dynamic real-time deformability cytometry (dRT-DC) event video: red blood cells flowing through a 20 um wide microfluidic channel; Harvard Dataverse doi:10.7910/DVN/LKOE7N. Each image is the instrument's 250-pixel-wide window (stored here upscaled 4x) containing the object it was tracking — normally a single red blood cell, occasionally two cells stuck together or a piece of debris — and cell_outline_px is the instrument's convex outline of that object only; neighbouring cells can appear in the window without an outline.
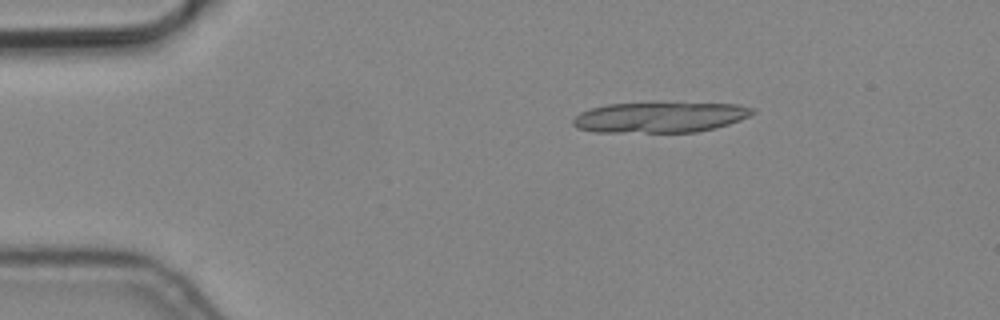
{"species": "common noctule bat (a hibernating species)", "species_latin": "Nyctalus noctula", "temperature_condition": "cold", "stored_images_in_passage": 6, "camera_frame_rate_fps": 3000, "um_per_image_px": 0.085, "animal": {"sex": "male", "body_mass_g": 19.2, "forearm_length_mm": 51.8}, "frame": {"image": 1, "passage_image": 3, "time_ms": 0.667, "image_size_px": [1000, 320], "cell_outline_px": [[756, 112], [740, 120], [716, 128], [696, 132], [596, 132], [576, 128], [572, 124], [572, 120], [580, 112], [592, 108], [608, 104], [652, 100], [740, 104], [756, 108]], "centroid_in_image_um": [56.14, 9.91], "position_along_channel_um": 28.9, "area_um2": 33.47}}